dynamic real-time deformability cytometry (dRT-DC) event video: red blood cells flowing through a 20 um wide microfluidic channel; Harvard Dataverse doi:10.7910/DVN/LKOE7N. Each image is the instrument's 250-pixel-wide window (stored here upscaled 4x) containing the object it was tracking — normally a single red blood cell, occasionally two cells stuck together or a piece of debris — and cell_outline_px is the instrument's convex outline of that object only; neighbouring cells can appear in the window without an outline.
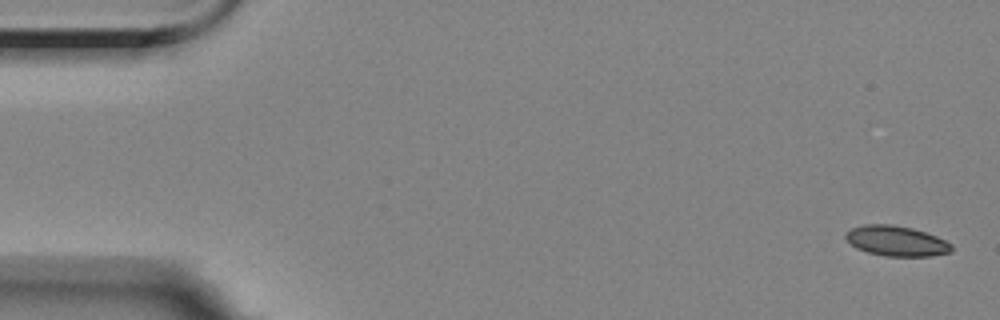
{"species": "Egyptian fruit bat (a non-hibernating species)", "species_latin": "Rousettus aegyptiacus", "temperature_condition": "room temperature", "stored_images_in_passage": 5, "camera_frame_rate_fps": 3000, "um_per_image_px": 0.085, "animal": {"sex": "female"}, "frame": {"image": 1, "passage_image": 1, "time_ms": 0.0, "image_size_px": [1000, 320], "cell_outline_px": [[952, 252], [932, 256], [884, 256], [868, 252], [856, 248], [844, 236], [844, 232], [852, 228], [864, 224], [892, 224], [912, 228], [936, 236], [952, 244]], "centroid_in_image_um": [76.18, 20.48], "position_along_channel_um": 8.8, "area_um2": 18.67}}
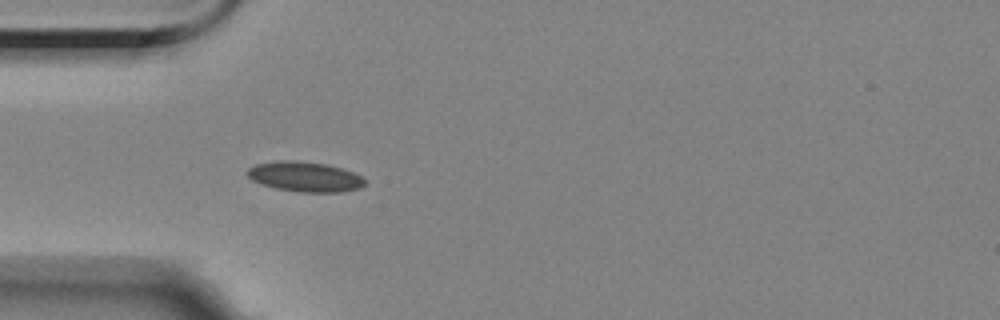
{"frame": {"image": 2, "passage_image": 5, "time_ms": 5.0, "image_size_px": [1000, 320], "cell_outline_px": [[364, 184], [360, 188], [340, 192], [300, 192], [276, 188], [252, 180], [244, 172], [248, 168], [256, 164], [280, 160], [296, 160], [328, 164], [352, 172], [360, 176], [364, 180]], "centroid_in_image_um": [25.88, 15.01], "position_along_channel_um": 59.1, "area_um2": 20.46}}